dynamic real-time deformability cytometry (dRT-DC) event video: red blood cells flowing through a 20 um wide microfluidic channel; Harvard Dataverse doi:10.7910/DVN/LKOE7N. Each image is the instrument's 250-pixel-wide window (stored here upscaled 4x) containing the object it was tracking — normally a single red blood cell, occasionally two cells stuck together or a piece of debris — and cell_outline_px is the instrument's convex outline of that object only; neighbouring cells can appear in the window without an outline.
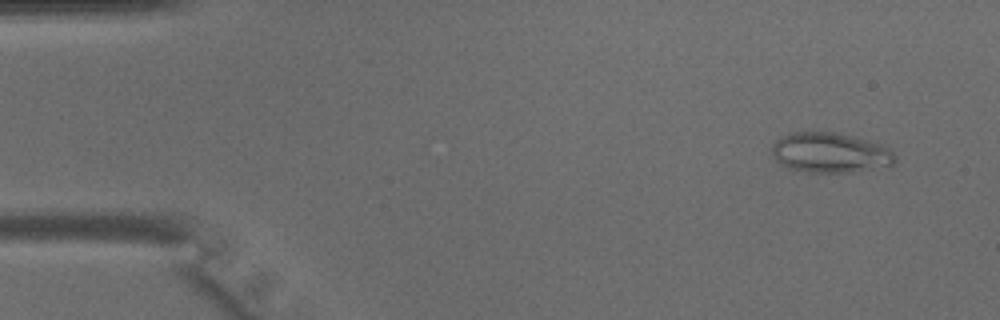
{"species": "common noctule bat (a hibernating species)", "species_latin": "Nyctalus noctula", "temperature_condition": "warm", "stored_images_in_passage": 25, "camera_frame_rate_fps": 3000, "um_per_image_px": 0.085, "animal": {"sex": "male", "body_mass_g": 15.6}, "frame": {"image": 1, "passage_image": 3, "time_ms": 0.667, "image_size_px": [1000, 320], "cell_outline_px": [[896, 160], [892, 164], [848, 172], [808, 172], [792, 168], [780, 164], [772, 156], [772, 144], [776, 140], [792, 132], [836, 132], [852, 136], [880, 144], [888, 148], [896, 156]], "centroid_in_image_um": [70.52, 12.96], "position_along_channel_um": 14.5, "area_um2": 28.26}}
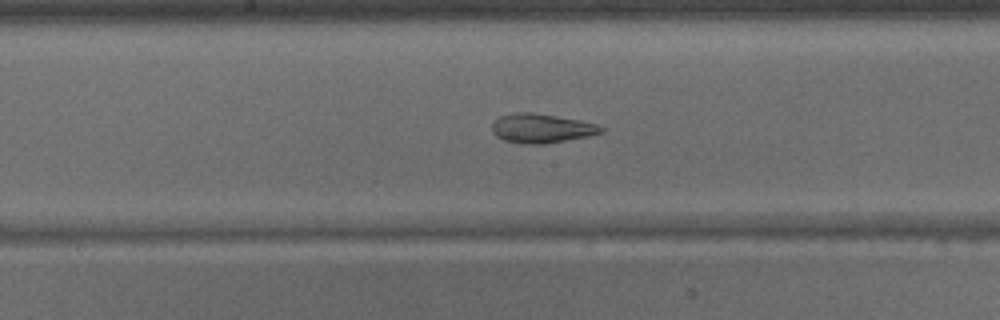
{"frame": {"image": 2, "passage_image": 22, "time_ms": 7.0, "image_size_px": [1000, 320], "cell_outline_px": [[604, 132], [588, 136], [544, 144], [520, 144], [504, 140], [496, 136], [492, 132], [492, 124], [500, 116], [516, 112], [532, 112], [580, 120], [596, 124], [604, 128]], "centroid_in_image_um": [46.01, 10.91], "position_along_channel_um": 202.2, "area_um2": 18.55}}
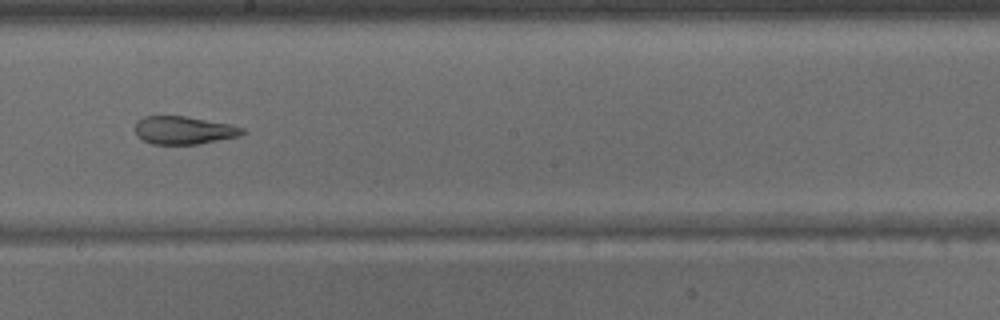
{"frame": {"image": 3, "passage_image": 24, "time_ms": 7.667, "image_size_px": [1000, 320], "cell_outline_px": [[244, 132], [240, 136], [196, 144], [152, 144], [136, 136], [136, 120], [144, 116], [184, 116], [232, 124], [244, 128]], "centroid_in_image_um": [15.62, 11.06], "position_along_channel_um": 232.6, "area_um2": 17.46}}